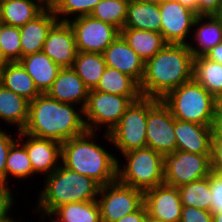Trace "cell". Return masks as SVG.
<instances>
[{
    "mask_svg": "<svg viewBox=\"0 0 222 222\" xmlns=\"http://www.w3.org/2000/svg\"><path fill=\"white\" fill-rule=\"evenodd\" d=\"M221 0H198V16L214 15Z\"/></svg>",
    "mask_w": 222,
    "mask_h": 222,
    "instance_id": "42",
    "label": "cell"
},
{
    "mask_svg": "<svg viewBox=\"0 0 222 222\" xmlns=\"http://www.w3.org/2000/svg\"><path fill=\"white\" fill-rule=\"evenodd\" d=\"M107 65L101 53L77 52L72 69L89 90L97 87Z\"/></svg>",
    "mask_w": 222,
    "mask_h": 222,
    "instance_id": "29",
    "label": "cell"
},
{
    "mask_svg": "<svg viewBox=\"0 0 222 222\" xmlns=\"http://www.w3.org/2000/svg\"><path fill=\"white\" fill-rule=\"evenodd\" d=\"M204 56L207 59L222 65V42L207 51Z\"/></svg>",
    "mask_w": 222,
    "mask_h": 222,
    "instance_id": "44",
    "label": "cell"
},
{
    "mask_svg": "<svg viewBox=\"0 0 222 222\" xmlns=\"http://www.w3.org/2000/svg\"><path fill=\"white\" fill-rule=\"evenodd\" d=\"M198 16V0H175Z\"/></svg>",
    "mask_w": 222,
    "mask_h": 222,
    "instance_id": "46",
    "label": "cell"
},
{
    "mask_svg": "<svg viewBox=\"0 0 222 222\" xmlns=\"http://www.w3.org/2000/svg\"><path fill=\"white\" fill-rule=\"evenodd\" d=\"M89 89L77 73L70 68H61L46 94L62 103L78 105L84 108Z\"/></svg>",
    "mask_w": 222,
    "mask_h": 222,
    "instance_id": "20",
    "label": "cell"
},
{
    "mask_svg": "<svg viewBox=\"0 0 222 222\" xmlns=\"http://www.w3.org/2000/svg\"><path fill=\"white\" fill-rule=\"evenodd\" d=\"M213 222H222V212L212 213Z\"/></svg>",
    "mask_w": 222,
    "mask_h": 222,
    "instance_id": "49",
    "label": "cell"
},
{
    "mask_svg": "<svg viewBox=\"0 0 222 222\" xmlns=\"http://www.w3.org/2000/svg\"><path fill=\"white\" fill-rule=\"evenodd\" d=\"M147 97L132 102L118 124L109 132L103 133L105 142L115 147L116 153L124 154L134 149L147 147Z\"/></svg>",
    "mask_w": 222,
    "mask_h": 222,
    "instance_id": "7",
    "label": "cell"
},
{
    "mask_svg": "<svg viewBox=\"0 0 222 222\" xmlns=\"http://www.w3.org/2000/svg\"><path fill=\"white\" fill-rule=\"evenodd\" d=\"M106 65L132 77L138 84L143 79L145 61L119 35L102 53Z\"/></svg>",
    "mask_w": 222,
    "mask_h": 222,
    "instance_id": "17",
    "label": "cell"
},
{
    "mask_svg": "<svg viewBox=\"0 0 222 222\" xmlns=\"http://www.w3.org/2000/svg\"><path fill=\"white\" fill-rule=\"evenodd\" d=\"M45 6L51 7L56 0H40Z\"/></svg>",
    "mask_w": 222,
    "mask_h": 222,
    "instance_id": "52",
    "label": "cell"
},
{
    "mask_svg": "<svg viewBox=\"0 0 222 222\" xmlns=\"http://www.w3.org/2000/svg\"><path fill=\"white\" fill-rule=\"evenodd\" d=\"M147 215L160 222H180L182 203L178 187L158 185L144 192Z\"/></svg>",
    "mask_w": 222,
    "mask_h": 222,
    "instance_id": "15",
    "label": "cell"
},
{
    "mask_svg": "<svg viewBox=\"0 0 222 222\" xmlns=\"http://www.w3.org/2000/svg\"><path fill=\"white\" fill-rule=\"evenodd\" d=\"M187 44L193 57L204 55L211 48L222 42V21L214 15L197 16Z\"/></svg>",
    "mask_w": 222,
    "mask_h": 222,
    "instance_id": "21",
    "label": "cell"
},
{
    "mask_svg": "<svg viewBox=\"0 0 222 222\" xmlns=\"http://www.w3.org/2000/svg\"><path fill=\"white\" fill-rule=\"evenodd\" d=\"M45 53L60 68H70L75 61L77 48L75 35L68 22H57L43 44Z\"/></svg>",
    "mask_w": 222,
    "mask_h": 222,
    "instance_id": "16",
    "label": "cell"
},
{
    "mask_svg": "<svg viewBox=\"0 0 222 222\" xmlns=\"http://www.w3.org/2000/svg\"><path fill=\"white\" fill-rule=\"evenodd\" d=\"M133 101L128 96L89 90L83 116L87 131L109 133ZM100 128V129H99Z\"/></svg>",
    "mask_w": 222,
    "mask_h": 222,
    "instance_id": "8",
    "label": "cell"
},
{
    "mask_svg": "<svg viewBox=\"0 0 222 222\" xmlns=\"http://www.w3.org/2000/svg\"><path fill=\"white\" fill-rule=\"evenodd\" d=\"M193 54L187 44L167 43L145 62L139 84L142 97L162 99L170 91L193 79Z\"/></svg>",
    "mask_w": 222,
    "mask_h": 222,
    "instance_id": "2",
    "label": "cell"
},
{
    "mask_svg": "<svg viewBox=\"0 0 222 222\" xmlns=\"http://www.w3.org/2000/svg\"><path fill=\"white\" fill-rule=\"evenodd\" d=\"M176 150L211 154L212 126L175 119Z\"/></svg>",
    "mask_w": 222,
    "mask_h": 222,
    "instance_id": "18",
    "label": "cell"
},
{
    "mask_svg": "<svg viewBox=\"0 0 222 222\" xmlns=\"http://www.w3.org/2000/svg\"><path fill=\"white\" fill-rule=\"evenodd\" d=\"M51 213L62 222H101L97 200L71 202Z\"/></svg>",
    "mask_w": 222,
    "mask_h": 222,
    "instance_id": "31",
    "label": "cell"
},
{
    "mask_svg": "<svg viewBox=\"0 0 222 222\" xmlns=\"http://www.w3.org/2000/svg\"><path fill=\"white\" fill-rule=\"evenodd\" d=\"M7 129H3L0 126V182L5 184V168L8 153L10 151L11 145L18 139V134H15L17 137L12 136L11 132H7ZM6 131V132H5ZM11 133V134H10Z\"/></svg>",
    "mask_w": 222,
    "mask_h": 222,
    "instance_id": "37",
    "label": "cell"
},
{
    "mask_svg": "<svg viewBox=\"0 0 222 222\" xmlns=\"http://www.w3.org/2000/svg\"><path fill=\"white\" fill-rule=\"evenodd\" d=\"M130 0H101L90 14L111 26L123 29Z\"/></svg>",
    "mask_w": 222,
    "mask_h": 222,
    "instance_id": "34",
    "label": "cell"
},
{
    "mask_svg": "<svg viewBox=\"0 0 222 222\" xmlns=\"http://www.w3.org/2000/svg\"><path fill=\"white\" fill-rule=\"evenodd\" d=\"M175 119L212 126L216 98L194 79L170 91L161 99Z\"/></svg>",
    "mask_w": 222,
    "mask_h": 222,
    "instance_id": "5",
    "label": "cell"
},
{
    "mask_svg": "<svg viewBox=\"0 0 222 222\" xmlns=\"http://www.w3.org/2000/svg\"><path fill=\"white\" fill-rule=\"evenodd\" d=\"M94 90L128 96L133 102L142 97L139 84L132 77L108 66Z\"/></svg>",
    "mask_w": 222,
    "mask_h": 222,
    "instance_id": "28",
    "label": "cell"
},
{
    "mask_svg": "<svg viewBox=\"0 0 222 222\" xmlns=\"http://www.w3.org/2000/svg\"><path fill=\"white\" fill-rule=\"evenodd\" d=\"M18 141L25 147L33 168V176L51 174L61 164L62 143L53 139L38 138L23 131L18 132Z\"/></svg>",
    "mask_w": 222,
    "mask_h": 222,
    "instance_id": "14",
    "label": "cell"
},
{
    "mask_svg": "<svg viewBox=\"0 0 222 222\" xmlns=\"http://www.w3.org/2000/svg\"><path fill=\"white\" fill-rule=\"evenodd\" d=\"M33 176V168L25 147L16 140L10 147L5 168V184L13 177L15 180L30 179ZM10 177V178H9Z\"/></svg>",
    "mask_w": 222,
    "mask_h": 222,
    "instance_id": "33",
    "label": "cell"
},
{
    "mask_svg": "<svg viewBox=\"0 0 222 222\" xmlns=\"http://www.w3.org/2000/svg\"><path fill=\"white\" fill-rule=\"evenodd\" d=\"M58 22L51 7L26 23L20 29L21 58L42 52L43 44L51 28Z\"/></svg>",
    "mask_w": 222,
    "mask_h": 222,
    "instance_id": "19",
    "label": "cell"
},
{
    "mask_svg": "<svg viewBox=\"0 0 222 222\" xmlns=\"http://www.w3.org/2000/svg\"><path fill=\"white\" fill-rule=\"evenodd\" d=\"M77 106L40 94L29 103V117L23 132L60 143L79 136L87 129L83 108Z\"/></svg>",
    "mask_w": 222,
    "mask_h": 222,
    "instance_id": "1",
    "label": "cell"
},
{
    "mask_svg": "<svg viewBox=\"0 0 222 222\" xmlns=\"http://www.w3.org/2000/svg\"><path fill=\"white\" fill-rule=\"evenodd\" d=\"M21 59L20 29L15 26L1 25L0 63L15 62Z\"/></svg>",
    "mask_w": 222,
    "mask_h": 222,
    "instance_id": "36",
    "label": "cell"
},
{
    "mask_svg": "<svg viewBox=\"0 0 222 222\" xmlns=\"http://www.w3.org/2000/svg\"><path fill=\"white\" fill-rule=\"evenodd\" d=\"M193 79L215 98L222 95V65L204 55L193 59Z\"/></svg>",
    "mask_w": 222,
    "mask_h": 222,
    "instance_id": "30",
    "label": "cell"
},
{
    "mask_svg": "<svg viewBox=\"0 0 222 222\" xmlns=\"http://www.w3.org/2000/svg\"><path fill=\"white\" fill-rule=\"evenodd\" d=\"M120 35L145 62L153 58L166 44L163 35L155 31L123 28Z\"/></svg>",
    "mask_w": 222,
    "mask_h": 222,
    "instance_id": "27",
    "label": "cell"
},
{
    "mask_svg": "<svg viewBox=\"0 0 222 222\" xmlns=\"http://www.w3.org/2000/svg\"><path fill=\"white\" fill-rule=\"evenodd\" d=\"M144 222H160V221L154 220V219L150 218V217L147 215V217L145 218Z\"/></svg>",
    "mask_w": 222,
    "mask_h": 222,
    "instance_id": "54",
    "label": "cell"
},
{
    "mask_svg": "<svg viewBox=\"0 0 222 222\" xmlns=\"http://www.w3.org/2000/svg\"><path fill=\"white\" fill-rule=\"evenodd\" d=\"M211 170L222 175V140H212Z\"/></svg>",
    "mask_w": 222,
    "mask_h": 222,
    "instance_id": "41",
    "label": "cell"
},
{
    "mask_svg": "<svg viewBox=\"0 0 222 222\" xmlns=\"http://www.w3.org/2000/svg\"><path fill=\"white\" fill-rule=\"evenodd\" d=\"M0 84L29 101L41 94L19 61L1 63Z\"/></svg>",
    "mask_w": 222,
    "mask_h": 222,
    "instance_id": "23",
    "label": "cell"
},
{
    "mask_svg": "<svg viewBox=\"0 0 222 222\" xmlns=\"http://www.w3.org/2000/svg\"><path fill=\"white\" fill-rule=\"evenodd\" d=\"M212 140H222V119L213 120Z\"/></svg>",
    "mask_w": 222,
    "mask_h": 222,
    "instance_id": "45",
    "label": "cell"
},
{
    "mask_svg": "<svg viewBox=\"0 0 222 222\" xmlns=\"http://www.w3.org/2000/svg\"><path fill=\"white\" fill-rule=\"evenodd\" d=\"M159 9L164 40L167 43L188 44L197 15L175 0H165L159 4Z\"/></svg>",
    "mask_w": 222,
    "mask_h": 222,
    "instance_id": "13",
    "label": "cell"
},
{
    "mask_svg": "<svg viewBox=\"0 0 222 222\" xmlns=\"http://www.w3.org/2000/svg\"><path fill=\"white\" fill-rule=\"evenodd\" d=\"M98 138L97 132L86 131L63 142L61 164L81 175L93 178L103 186L117 180L119 154L109 152L107 147L97 142Z\"/></svg>",
    "mask_w": 222,
    "mask_h": 222,
    "instance_id": "3",
    "label": "cell"
},
{
    "mask_svg": "<svg viewBox=\"0 0 222 222\" xmlns=\"http://www.w3.org/2000/svg\"><path fill=\"white\" fill-rule=\"evenodd\" d=\"M14 215L12 214L11 216H9L8 218L4 219V220H0V222H21L19 219L17 220L15 217H13ZM17 220V221H16Z\"/></svg>",
    "mask_w": 222,
    "mask_h": 222,
    "instance_id": "51",
    "label": "cell"
},
{
    "mask_svg": "<svg viewBox=\"0 0 222 222\" xmlns=\"http://www.w3.org/2000/svg\"><path fill=\"white\" fill-rule=\"evenodd\" d=\"M15 195L9 184L0 182V220H4L12 215L11 210L16 206ZM15 204V206H14Z\"/></svg>",
    "mask_w": 222,
    "mask_h": 222,
    "instance_id": "38",
    "label": "cell"
},
{
    "mask_svg": "<svg viewBox=\"0 0 222 222\" xmlns=\"http://www.w3.org/2000/svg\"><path fill=\"white\" fill-rule=\"evenodd\" d=\"M211 212H222V175L213 171L210 173Z\"/></svg>",
    "mask_w": 222,
    "mask_h": 222,
    "instance_id": "39",
    "label": "cell"
},
{
    "mask_svg": "<svg viewBox=\"0 0 222 222\" xmlns=\"http://www.w3.org/2000/svg\"><path fill=\"white\" fill-rule=\"evenodd\" d=\"M120 157L124 158V165ZM117 180L143 192L164 184L163 154L145 147L119 155Z\"/></svg>",
    "mask_w": 222,
    "mask_h": 222,
    "instance_id": "6",
    "label": "cell"
},
{
    "mask_svg": "<svg viewBox=\"0 0 222 222\" xmlns=\"http://www.w3.org/2000/svg\"><path fill=\"white\" fill-rule=\"evenodd\" d=\"M180 222H213L212 212L196 207L183 206Z\"/></svg>",
    "mask_w": 222,
    "mask_h": 222,
    "instance_id": "40",
    "label": "cell"
},
{
    "mask_svg": "<svg viewBox=\"0 0 222 222\" xmlns=\"http://www.w3.org/2000/svg\"><path fill=\"white\" fill-rule=\"evenodd\" d=\"M46 8L40 0H2L0 21L8 26L21 27Z\"/></svg>",
    "mask_w": 222,
    "mask_h": 222,
    "instance_id": "26",
    "label": "cell"
},
{
    "mask_svg": "<svg viewBox=\"0 0 222 222\" xmlns=\"http://www.w3.org/2000/svg\"><path fill=\"white\" fill-rule=\"evenodd\" d=\"M182 206L211 212L210 175L178 187Z\"/></svg>",
    "mask_w": 222,
    "mask_h": 222,
    "instance_id": "32",
    "label": "cell"
},
{
    "mask_svg": "<svg viewBox=\"0 0 222 222\" xmlns=\"http://www.w3.org/2000/svg\"><path fill=\"white\" fill-rule=\"evenodd\" d=\"M97 203L101 222H115L144 204V192L116 180L100 187Z\"/></svg>",
    "mask_w": 222,
    "mask_h": 222,
    "instance_id": "9",
    "label": "cell"
},
{
    "mask_svg": "<svg viewBox=\"0 0 222 222\" xmlns=\"http://www.w3.org/2000/svg\"><path fill=\"white\" fill-rule=\"evenodd\" d=\"M164 184L179 187L211 173V154L176 150L163 155Z\"/></svg>",
    "mask_w": 222,
    "mask_h": 222,
    "instance_id": "10",
    "label": "cell"
},
{
    "mask_svg": "<svg viewBox=\"0 0 222 222\" xmlns=\"http://www.w3.org/2000/svg\"><path fill=\"white\" fill-rule=\"evenodd\" d=\"M147 217V208L143 204L137 211L127 214L118 221L115 222H144Z\"/></svg>",
    "mask_w": 222,
    "mask_h": 222,
    "instance_id": "43",
    "label": "cell"
},
{
    "mask_svg": "<svg viewBox=\"0 0 222 222\" xmlns=\"http://www.w3.org/2000/svg\"><path fill=\"white\" fill-rule=\"evenodd\" d=\"M214 119H222V95L216 98V108Z\"/></svg>",
    "mask_w": 222,
    "mask_h": 222,
    "instance_id": "48",
    "label": "cell"
},
{
    "mask_svg": "<svg viewBox=\"0 0 222 222\" xmlns=\"http://www.w3.org/2000/svg\"><path fill=\"white\" fill-rule=\"evenodd\" d=\"M29 103L26 98L17 95L0 84V121L15 126L18 133L25 128L29 117Z\"/></svg>",
    "mask_w": 222,
    "mask_h": 222,
    "instance_id": "24",
    "label": "cell"
},
{
    "mask_svg": "<svg viewBox=\"0 0 222 222\" xmlns=\"http://www.w3.org/2000/svg\"><path fill=\"white\" fill-rule=\"evenodd\" d=\"M72 27L77 51L103 53L120 35V30L91 15L73 18L68 21Z\"/></svg>",
    "mask_w": 222,
    "mask_h": 222,
    "instance_id": "12",
    "label": "cell"
},
{
    "mask_svg": "<svg viewBox=\"0 0 222 222\" xmlns=\"http://www.w3.org/2000/svg\"><path fill=\"white\" fill-rule=\"evenodd\" d=\"M19 62L31 76L41 94H45L50 89L61 69L43 52L22 57Z\"/></svg>",
    "mask_w": 222,
    "mask_h": 222,
    "instance_id": "22",
    "label": "cell"
},
{
    "mask_svg": "<svg viewBox=\"0 0 222 222\" xmlns=\"http://www.w3.org/2000/svg\"><path fill=\"white\" fill-rule=\"evenodd\" d=\"M138 1L160 4V3L164 2L165 0H138Z\"/></svg>",
    "mask_w": 222,
    "mask_h": 222,
    "instance_id": "53",
    "label": "cell"
},
{
    "mask_svg": "<svg viewBox=\"0 0 222 222\" xmlns=\"http://www.w3.org/2000/svg\"><path fill=\"white\" fill-rule=\"evenodd\" d=\"M100 1L101 0H56L51 8L59 22H68L73 18L90 15Z\"/></svg>",
    "mask_w": 222,
    "mask_h": 222,
    "instance_id": "35",
    "label": "cell"
},
{
    "mask_svg": "<svg viewBox=\"0 0 222 222\" xmlns=\"http://www.w3.org/2000/svg\"><path fill=\"white\" fill-rule=\"evenodd\" d=\"M214 16L222 21V0L220 2L219 8L217 10V12L214 14Z\"/></svg>",
    "mask_w": 222,
    "mask_h": 222,
    "instance_id": "50",
    "label": "cell"
},
{
    "mask_svg": "<svg viewBox=\"0 0 222 222\" xmlns=\"http://www.w3.org/2000/svg\"><path fill=\"white\" fill-rule=\"evenodd\" d=\"M32 212L34 213H38L39 214V218H42L43 220L46 221V218H50L49 221L50 222H62L60 221L56 216H54L51 212H46V211H42V210H32Z\"/></svg>",
    "mask_w": 222,
    "mask_h": 222,
    "instance_id": "47",
    "label": "cell"
},
{
    "mask_svg": "<svg viewBox=\"0 0 222 222\" xmlns=\"http://www.w3.org/2000/svg\"><path fill=\"white\" fill-rule=\"evenodd\" d=\"M1 6H2V0H0V17H1Z\"/></svg>",
    "mask_w": 222,
    "mask_h": 222,
    "instance_id": "55",
    "label": "cell"
},
{
    "mask_svg": "<svg viewBox=\"0 0 222 222\" xmlns=\"http://www.w3.org/2000/svg\"><path fill=\"white\" fill-rule=\"evenodd\" d=\"M174 122L169 107L161 99L147 98V147L163 155L175 152Z\"/></svg>",
    "mask_w": 222,
    "mask_h": 222,
    "instance_id": "11",
    "label": "cell"
},
{
    "mask_svg": "<svg viewBox=\"0 0 222 222\" xmlns=\"http://www.w3.org/2000/svg\"><path fill=\"white\" fill-rule=\"evenodd\" d=\"M43 189L33 210L52 212L59 206L97 200L101 185L93 178L81 175L64 165L45 176Z\"/></svg>",
    "mask_w": 222,
    "mask_h": 222,
    "instance_id": "4",
    "label": "cell"
},
{
    "mask_svg": "<svg viewBox=\"0 0 222 222\" xmlns=\"http://www.w3.org/2000/svg\"><path fill=\"white\" fill-rule=\"evenodd\" d=\"M123 28L148 30L161 33L159 4L130 0Z\"/></svg>",
    "mask_w": 222,
    "mask_h": 222,
    "instance_id": "25",
    "label": "cell"
}]
</instances>
